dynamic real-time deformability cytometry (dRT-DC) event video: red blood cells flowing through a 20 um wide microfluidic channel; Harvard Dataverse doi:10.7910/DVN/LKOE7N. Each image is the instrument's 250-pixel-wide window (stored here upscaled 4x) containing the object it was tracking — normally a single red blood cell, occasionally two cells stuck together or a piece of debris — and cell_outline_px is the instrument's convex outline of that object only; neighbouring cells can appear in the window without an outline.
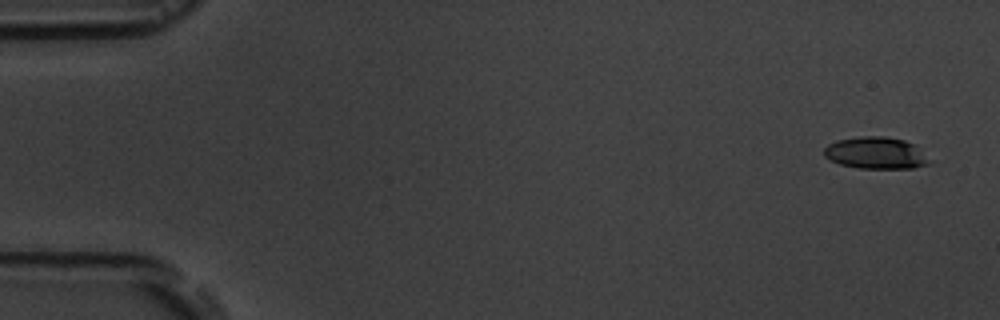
{"species": "common noctule bat (a hibernating species)", "species_latin": "Nyctalus noctula", "temperature_condition": "room temperature", "stored_images_in_passage": 5, "camera_frame_rate_fps": 3000, "um_per_image_px": 0.085, "animal": {"sex": "male", "body_mass_g": 19.5, "forearm_length_mm": 54.6}, "frame": {"image": 1, "passage_image": 1, "time_ms": 0.0, "image_size_px": [1000, 320], "cell_outline_px": [[932, 160], [928, 164], [912, 168], [856, 168], [840, 164], [824, 156], [824, 148], [828, 144], [836, 140], [860, 136], [884, 136], [904, 140], [912, 144]], "centroid_in_image_um": [74.43, 13.0], "position_along_channel_um": 10.6, "area_um2": 19.48}}
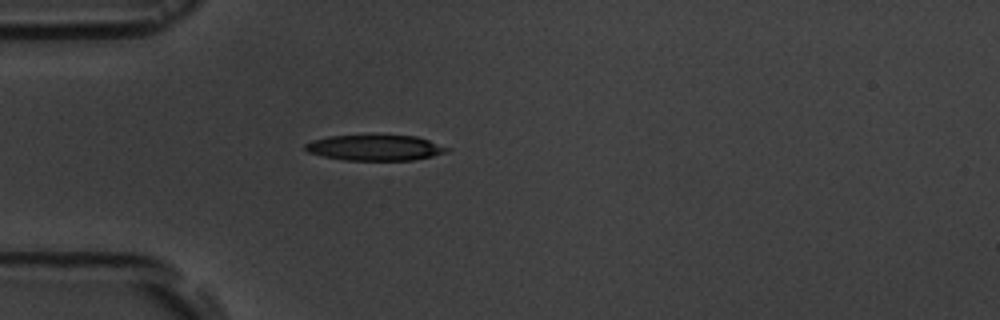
{"frame": {"image": 2, "passage_image": 5, "time_ms": 4.667, "image_size_px": [1000, 320], "cell_outline_px": [[452, 148], [448, 152], [432, 156], [412, 160], [344, 160], [324, 156], [308, 152], [304, 148], [304, 144], [312, 140], [328, 136], [372, 132], [416, 136]], "centroid_in_image_um": [31.88, 12.5], "position_along_channel_um": 53.1, "area_um2": 22.25}}